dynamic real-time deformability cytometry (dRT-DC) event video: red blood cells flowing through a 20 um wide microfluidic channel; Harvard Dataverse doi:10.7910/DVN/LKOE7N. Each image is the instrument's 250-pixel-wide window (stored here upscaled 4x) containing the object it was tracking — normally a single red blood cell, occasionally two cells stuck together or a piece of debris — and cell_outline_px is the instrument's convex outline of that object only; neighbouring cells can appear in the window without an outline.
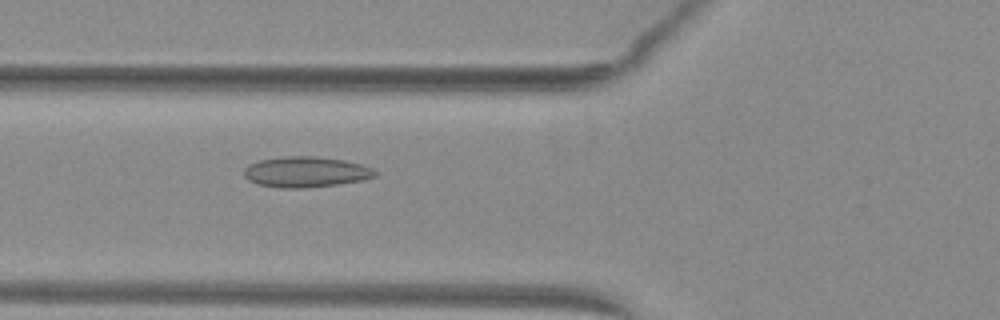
{"species": "common noctule bat (a hibernating species)", "species_latin": "Nyctalus noctula", "temperature_condition": "warm", "stored_images_in_passage": 38, "camera_frame_rate_fps": 3000, "um_per_image_px": 0.085, "animal": {"sex": "female", "body_mass_g": 29.2, "forearm_length_mm": 56.3}, "frame": {"image": 1, "passage_image": 6, "time_ms": 1.667, "image_size_px": [1000, 320], "cell_outline_px": [[380, 172], [376, 176], [364, 180], [336, 184], [304, 188], [280, 188], [256, 184], [248, 180], [244, 176], [244, 168], [248, 164], [260, 160], [284, 156], [312, 156], [344, 160], [360, 164], [372, 168]], "centroid_in_image_um": [25.99, 14.62], "position_along_channel_um": 99.8, "area_um2": 23.52}}
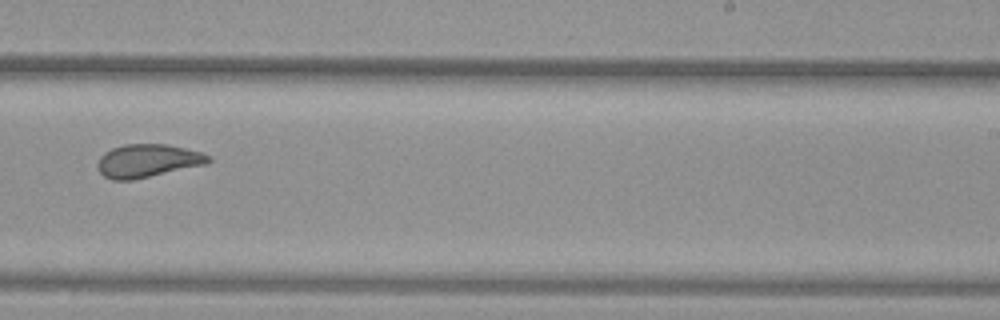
{"frame": {"image": 2, "passage_image": 19, "time_ms": 6.0, "image_size_px": [1000, 320], "cell_outline_px": [[212, 160], [208, 164], [132, 180], [112, 180], [104, 176], [96, 168], [96, 164], [100, 156], [104, 152], [112, 148], [124, 144], [168, 144], [200, 152], [212, 156]], "centroid_in_image_um": [12.54, 13.66], "position_along_channel_um": 276.5, "area_um2": 21.62}}
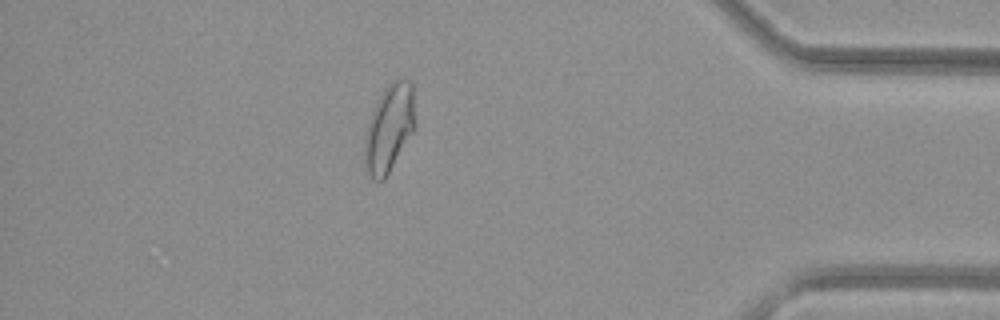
{"frame": {"image": 3, "passage_image": 31, "time_ms": 10.0, "image_size_px": [1000, 320], "cell_outline_px": [[416, 128], [384, 180], [376, 180], [368, 172], [364, 160], [364, 140], [368, 124], [372, 112], [384, 88], [396, 76], [408, 80], [412, 84], [416, 124]], "centroid_in_image_um": [33.11, 10.85], "position_along_channel_um": 402.1, "area_um2": 25.84}, "authors_computed_cell_mechanics": {"area_um2": 22.1952, "velocity_mm_per_s": 4.0696, "shape_relaxation_time_tau1_ms": null, "shape_relaxation_time_tau2_ms": 1.1683, "deformation_change_tau1": null, "deformation_change_tau2": 0.0697}}